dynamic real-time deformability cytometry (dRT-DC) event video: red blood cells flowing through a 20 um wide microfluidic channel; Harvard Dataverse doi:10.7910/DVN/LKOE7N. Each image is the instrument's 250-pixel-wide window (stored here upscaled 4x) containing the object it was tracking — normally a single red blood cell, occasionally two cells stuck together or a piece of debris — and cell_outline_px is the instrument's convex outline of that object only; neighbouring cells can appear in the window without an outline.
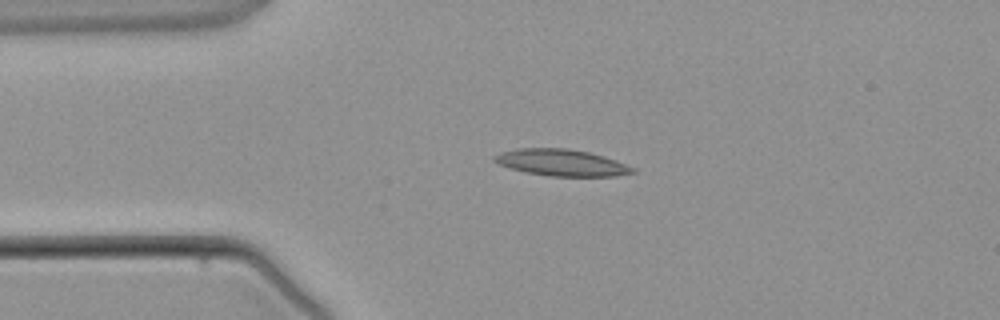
{"species": "common noctule bat (a hibernating species)", "species_latin": "Nyctalus noctula", "temperature_condition": "warm", "stored_images_in_passage": 2, "camera_frame_rate_fps": 3000, "um_per_image_px": 0.085, "animal": {"sex": "male", "body_mass_g": 21.5, "forearm_length_mm": 52.0}, "frame": {"image": 1, "passage_image": 1, "time_ms": 0.0, "image_size_px": [1000, 320], "cell_outline_px": [[636, 172], [616, 176], [548, 176], [524, 172], [500, 164], [492, 160], [492, 156], [500, 152], [516, 148], [568, 148], [588, 152], [604, 156], [616, 160], [636, 168]], "centroid_in_image_um": [47.73, 13.82], "position_along_channel_um": 37.3, "area_um2": 21.56}}